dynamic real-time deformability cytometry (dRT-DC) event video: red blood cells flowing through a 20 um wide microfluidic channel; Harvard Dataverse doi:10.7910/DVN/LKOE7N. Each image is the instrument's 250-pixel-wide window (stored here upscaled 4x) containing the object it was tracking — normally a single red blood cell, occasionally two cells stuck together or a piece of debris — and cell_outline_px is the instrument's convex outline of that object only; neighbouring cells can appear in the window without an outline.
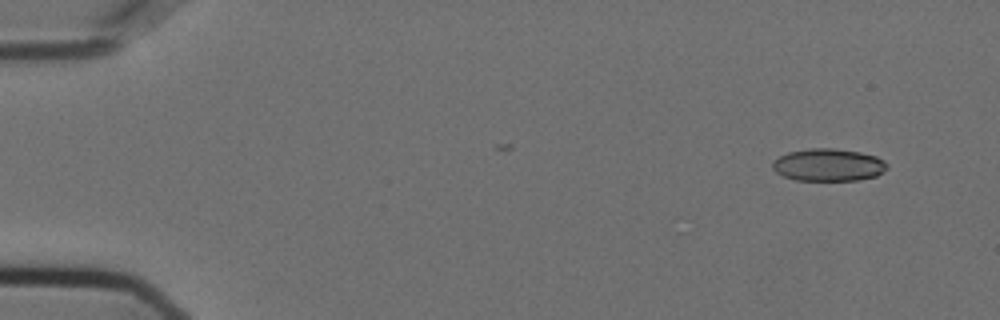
{"species": "Egyptian fruit bat (a non-hibernating species)", "species_latin": "Rousettus aegyptiacus", "temperature_condition": "cold", "stored_images_in_passage": 8, "camera_frame_rate_fps": 3000, "um_per_image_px": 0.085, "animal": {"sex": "female"}, "frame": {"image": 1, "passage_image": 3, "time_ms": 0.667, "image_size_px": [1000, 320], "cell_outline_px": [[888, 168], [876, 176], [860, 180], [796, 180], [784, 176], [776, 172], [772, 168], [772, 160], [788, 152], [812, 148], [832, 148], [860, 152], [876, 156], [884, 160], [888, 164]], "centroid_in_image_um": [70.42, 14.01], "position_along_channel_um": 14.6, "area_um2": 21.73}}